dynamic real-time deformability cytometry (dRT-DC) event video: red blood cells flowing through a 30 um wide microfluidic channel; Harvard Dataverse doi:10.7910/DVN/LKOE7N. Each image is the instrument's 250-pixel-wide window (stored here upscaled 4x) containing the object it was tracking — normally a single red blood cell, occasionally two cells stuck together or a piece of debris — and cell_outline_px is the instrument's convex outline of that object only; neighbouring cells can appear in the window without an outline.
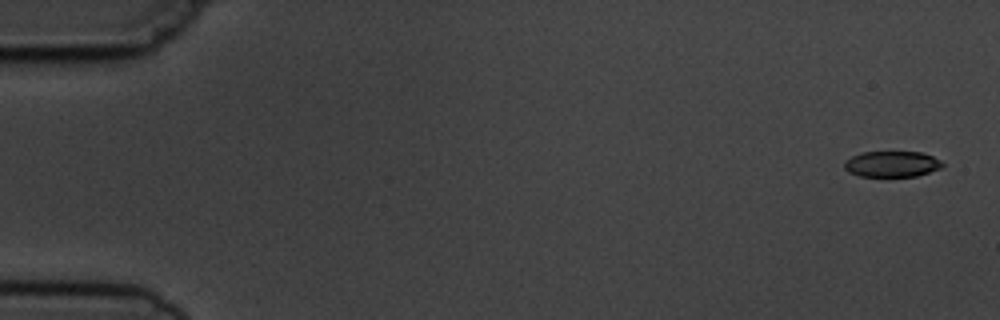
{"species": "common noctule bat (a hibernating species)", "species_latin": "Nyctalus noctula", "temperature_condition": "cold", "stored_images_in_passage": 5, "camera_frame_rate_fps": 3000, "um_per_image_px": 0.085, "animal": {"sex": "male", "body_mass_g": 19.5, "forearm_length_mm": 54.6}, "frame": {"image": 1, "passage_image": 1, "time_ms": 0.0, "image_size_px": [1000, 320], "cell_outline_px": [[944, 164], [940, 168], [916, 176], [860, 176], [848, 172], [844, 168], [844, 160], [860, 152], [920, 152], [932, 156], [940, 160]], "centroid_in_image_um": [75.77, 13.94], "position_along_channel_um": 9.2, "area_um2": 14.74}}
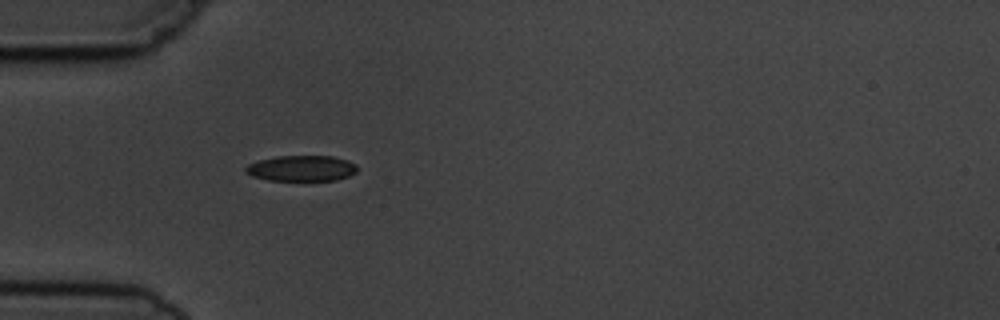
{"frame": {"image": 2, "passage_image": 5, "time_ms": 5.0, "image_size_px": [1000, 320], "cell_outline_px": [[356, 172], [348, 176], [336, 180], [268, 180], [252, 176], [244, 172], [244, 168], [248, 164], [260, 160], [276, 156], [332, 156], [348, 160], [356, 164]], "centroid_in_image_um": [25.61, 14.3], "position_along_channel_um": 59.4, "area_um2": 16.7}}